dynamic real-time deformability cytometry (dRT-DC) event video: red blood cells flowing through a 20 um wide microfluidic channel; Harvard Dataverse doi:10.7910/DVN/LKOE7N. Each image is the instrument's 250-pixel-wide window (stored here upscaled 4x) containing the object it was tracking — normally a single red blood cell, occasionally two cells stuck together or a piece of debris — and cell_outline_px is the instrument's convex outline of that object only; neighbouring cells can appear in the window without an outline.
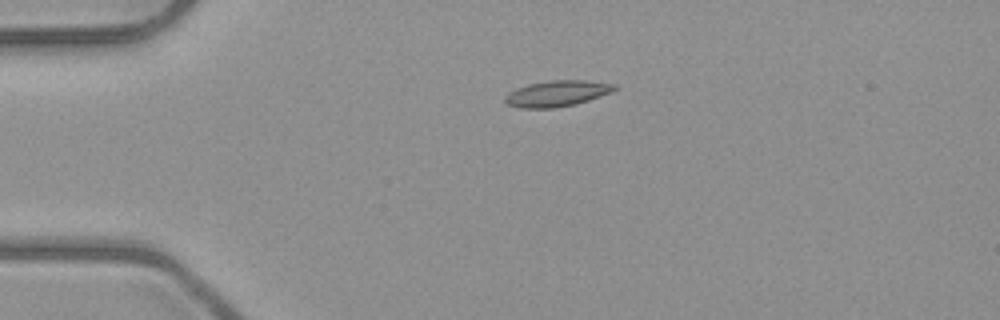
{"species": "common noctule bat (a hibernating species)", "species_latin": "Nyctalus noctula", "temperature_condition": "room temperature", "stored_images_in_passage": 2, "camera_frame_rate_fps": 3000, "um_per_image_px": 0.085, "animal": {"sex": "male", "body_mass_g": 23.1, "forearm_length_mm": 52.7}, "frame": {"image": 1, "passage_image": 1, "time_ms": 0.0, "image_size_px": [1000, 320], "cell_outline_px": [[616, 88], [612, 92], [576, 104], [552, 108], [520, 108], [508, 104], [504, 100], [504, 96], [508, 92], [528, 84], [548, 80], [584, 80], [616, 84]], "centroid_in_image_um": [47.33, 7.94], "position_along_channel_um": 37.7, "area_um2": 16.53}}